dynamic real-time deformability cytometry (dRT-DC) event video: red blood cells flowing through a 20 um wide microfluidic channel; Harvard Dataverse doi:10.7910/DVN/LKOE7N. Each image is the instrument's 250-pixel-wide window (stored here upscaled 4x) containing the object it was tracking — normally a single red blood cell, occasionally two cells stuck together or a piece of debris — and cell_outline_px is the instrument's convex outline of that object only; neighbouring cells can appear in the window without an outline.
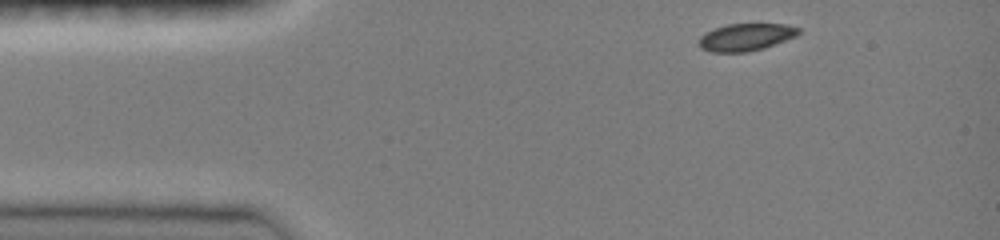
{"species": "common noctule bat (a hibernating species)", "species_latin": "Nyctalus noctula", "temperature_condition": "room temperature", "stored_images_in_passage": 16, "camera_frame_rate_fps": 3000, "um_per_image_px": 0.085, "animal": {"sex": "female", "body_mass_g": 19.0, "forearm_length_mm": 51.5}, "frame": {"image": 1, "passage_image": 1, "time_ms": 0.0, "image_size_px": [1000, 240], "cell_outline_px": [[800, 32], [796, 36], [764, 48], [748, 52], [712, 52], [700, 48], [700, 36], [704, 32], [728, 24], [788, 24], [800, 28]], "centroid_in_image_um": [63.41, 3.15], "position_along_channel_um": 21.6, "area_um2": 15.84}}
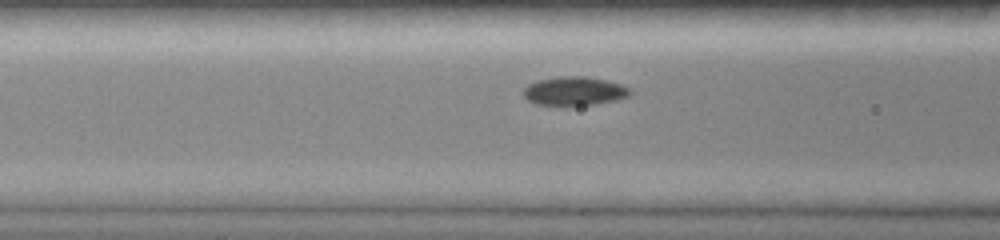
{"frame": {"image": 2, "passage_image": 8, "time_ms": 4.0, "image_size_px": [1000, 240], "cell_outline_px": [[632, 92], [628, 96], [616, 100], [596, 104], [568, 108], [536, 104], [528, 100], [524, 96], [524, 88], [528, 84], [536, 80], [560, 76], [584, 76], [608, 80], [620, 84], [628, 88]], "centroid_in_image_um": [48.79, 7.77], "position_along_channel_um": 117.8, "area_um2": 18.5}}
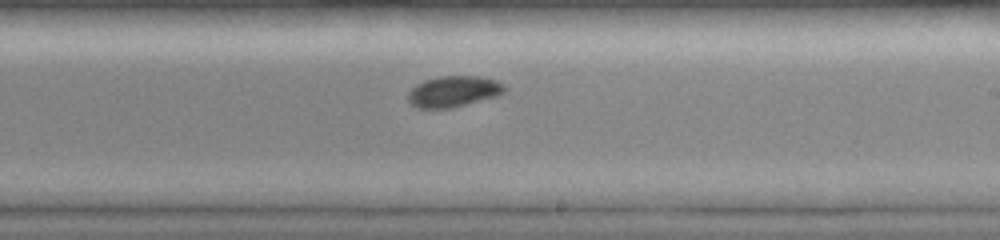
{"frame": {"image": 3, "passage_image": 16, "time_ms": 7.333, "image_size_px": [1000, 240], "cell_outline_px": [[508, 88], [504, 92], [496, 96], [452, 108], [416, 108], [408, 100], [408, 92], [416, 84], [424, 80], [436, 76], [480, 76], [496, 80], [504, 84]], "centroid_in_image_um": [38.55, 7.76], "position_along_channel_um": 250.4, "area_um2": 17.57}}